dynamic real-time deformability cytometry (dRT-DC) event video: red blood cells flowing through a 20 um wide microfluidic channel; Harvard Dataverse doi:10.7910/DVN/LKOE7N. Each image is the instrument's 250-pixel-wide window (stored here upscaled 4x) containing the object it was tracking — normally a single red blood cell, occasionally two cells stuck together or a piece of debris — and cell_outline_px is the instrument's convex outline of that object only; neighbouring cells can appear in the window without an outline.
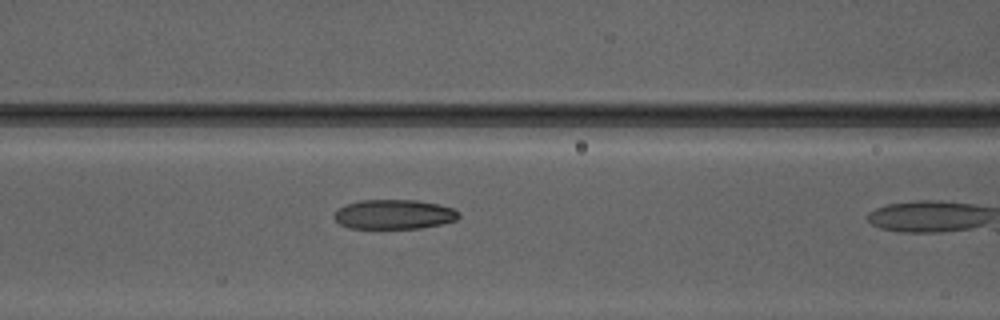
{"species": "Egyptian fruit bat (a non-hibernating species)", "species_latin": "Rousettus aegyptiacus", "temperature_condition": "warm", "stored_images_in_passage": 10, "camera_frame_rate_fps": 3000, "um_per_image_px": 0.085, "animal": {"sex": "male"}, "frame": {"image": 1, "passage_image": 9, "time_ms": 2.667, "image_size_px": [1000, 320], "cell_outline_px": [[460, 216], [456, 220], [440, 224], [420, 228], [348, 228], [340, 224], [332, 216], [332, 212], [336, 208], [344, 204], [360, 200], [416, 200], [440, 204], [452, 208], [460, 212]], "centroid_in_image_um": [33.44, 18.21], "position_along_channel_um": 133.2, "area_um2": 21.73}}